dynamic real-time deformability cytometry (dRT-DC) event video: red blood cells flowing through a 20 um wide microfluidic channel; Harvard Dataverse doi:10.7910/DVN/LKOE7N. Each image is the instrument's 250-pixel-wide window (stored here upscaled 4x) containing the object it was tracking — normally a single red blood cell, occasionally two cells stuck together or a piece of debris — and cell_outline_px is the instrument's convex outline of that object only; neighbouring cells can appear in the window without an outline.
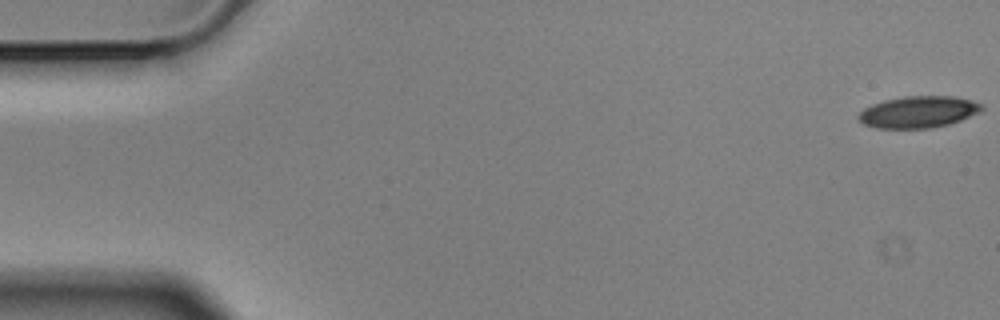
{"species": "Egyptian fruit bat (a non-hibernating species)", "species_latin": "Rousettus aegyptiacus", "temperature_condition": "cold", "stored_images_in_passage": 24, "camera_frame_rate_fps": 3000, "um_per_image_px": 0.085, "animal": {"sex": "male"}, "frame": {"image": 1, "passage_image": 1, "time_ms": 0.0, "image_size_px": [1000, 320], "cell_outline_px": [[984, 108], [980, 112], [960, 120], [948, 124], [928, 128], [876, 128], [864, 124], [856, 120], [856, 116], [864, 108], [872, 104], [884, 100], [904, 96], [952, 96], [972, 100], [984, 104]], "centroid_in_image_um": [78.04, 9.51], "position_along_channel_um": 7.0, "area_um2": 22.89}}
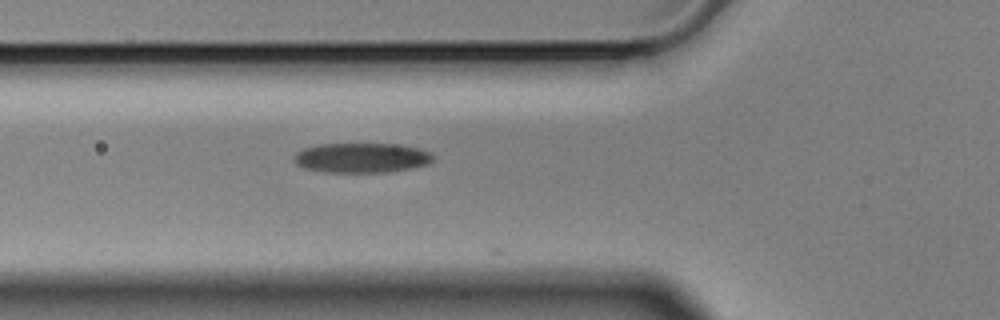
{"frame": {"image": 2, "passage_image": 20, "time_ms": 6.333, "image_size_px": [1000, 320], "cell_outline_px": [[436, 156], [428, 164], [388, 172], [324, 172], [304, 168], [296, 164], [296, 152], [304, 148], [320, 144], [392, 144], [416, 148], [432, 152]], "centroid_in_image_um": [30.75, 13.41], "position_along_channel_um": 95.1, "area_um2": 23.93}}
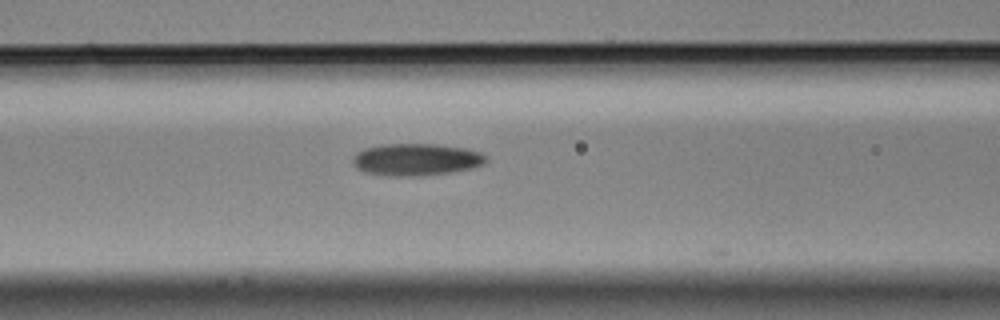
{"frame": {"image": 3, "passage_image": 23, "time_ms": 7.333, "image_size_px": [1000, 320], "cell_outline_px": [[488, 160], [484, 164], [472, 168], [452, 172], [424, 176], [384, 176], [364, 172], [356, 168], [352, 164], [352, 156], [356, 152], [364, 148], [384, 144], [436, 144], [464, 148], [480, 152]], "centroid_in_image_um": [35.33, 13.57], "position_along_channel_um": 131.3, "area_um2": 25.26}}